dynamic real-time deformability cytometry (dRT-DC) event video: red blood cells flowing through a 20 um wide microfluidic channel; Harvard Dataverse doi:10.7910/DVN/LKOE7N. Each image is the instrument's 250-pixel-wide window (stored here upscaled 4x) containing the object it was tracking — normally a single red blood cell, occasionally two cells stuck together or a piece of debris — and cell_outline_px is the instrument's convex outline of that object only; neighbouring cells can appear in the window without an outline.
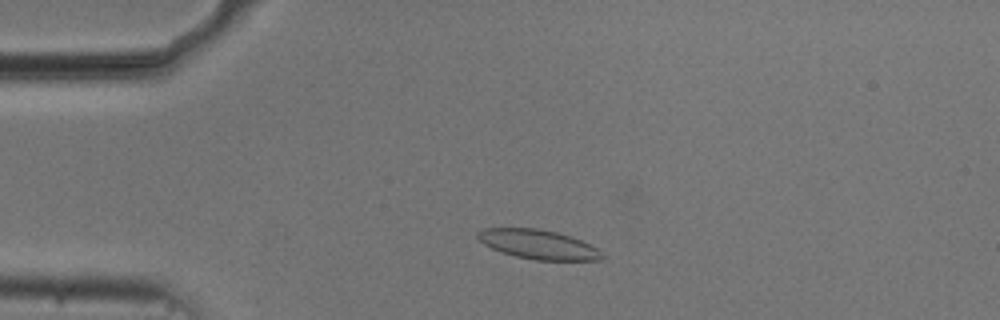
{"species": "common noctule bat (a hibernating species)", "species_latin": "Nyctalus noctula", "temperature_condition": "cold", "stored_images_in_passage": 50, "camera_frame_rate_fps": 3000, "um_per_image_px": 0.085, "animal": {"sex": "male", "body_mass_g": 20.5, "forearm_length_mm": 52.5}, "frame": {"image": 1, "passage_image": 8, "time_ms": 2.333, "image_size_px": [1000, 320], "cell_outline_px": [[604, 260], [536, 260], [516, 256], [500, 252], [484, 244], [476, 236], [476, 232], [484, 228], [536, 228], [556, 232], [580, 240], [596, 248], [604, 256]], "centroid_in_image_um": [45.72, 20.77], "position_along_channel_um": 39.3, "area_um2": 21.04}}
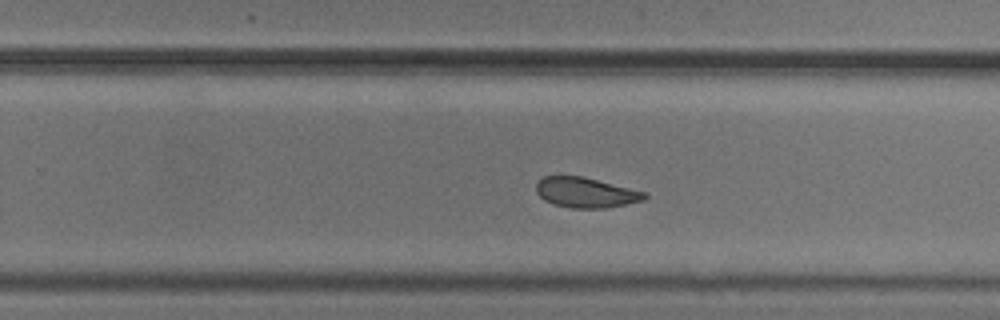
{"frame": {"image": 2, "passage_image": 30, "time_ms": 9.667, "image_size_px": [1000, 320], "cell_outline_px": [[648, 196], [644, 200], [604, 208], [572, 208], [552, 204], [544, 200], [536, 192], [536, 184], [544, 176], [584, 176], [648, 192]], "centroid_in_image_um": [49.81, 16.36], "position_along_channel_um": 280.0, "area_um2": 19.19}}
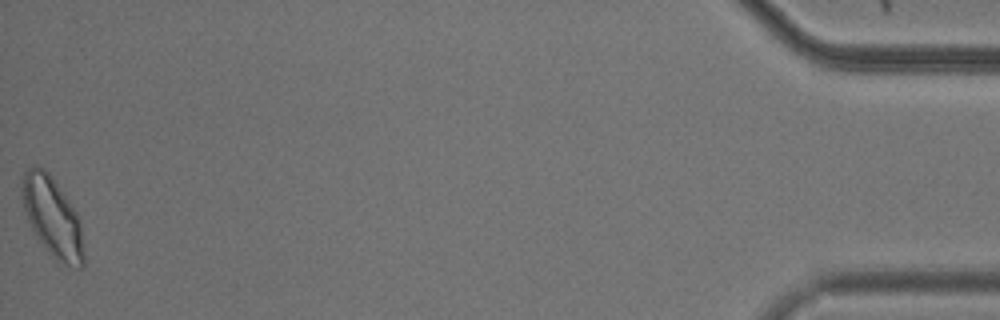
{"frame": {"image": 3, "passage_image": 50, "time_ms": 16.333, "image_size_px": [1000, 320], "cell_outline_px": [[84, 268], [76, 268], [52, 256], [36, 236], [28, 220], [24, 208], [20, 188], [20, 184], [24, 172], [32, 164], [36, 164], [44, 168], [52, 176], [76, 212], [80, 220], [84, 248]], "centroid_in_image_um": [4.45, 18.4], "position_along_channel_um": 430.8, "area_um2": 28.67}, "authors_computed_cell_mechanics": {"area_um2": 21.4149, "velocity_mm_per_s": 3.6943, "shape_relaxation_time_tau1_ms": null, "shape_relaxation_time_tau2_ms": 2.2901, "deformation_change_tau1": null, "deformation_change_tau2": 0.0731}}